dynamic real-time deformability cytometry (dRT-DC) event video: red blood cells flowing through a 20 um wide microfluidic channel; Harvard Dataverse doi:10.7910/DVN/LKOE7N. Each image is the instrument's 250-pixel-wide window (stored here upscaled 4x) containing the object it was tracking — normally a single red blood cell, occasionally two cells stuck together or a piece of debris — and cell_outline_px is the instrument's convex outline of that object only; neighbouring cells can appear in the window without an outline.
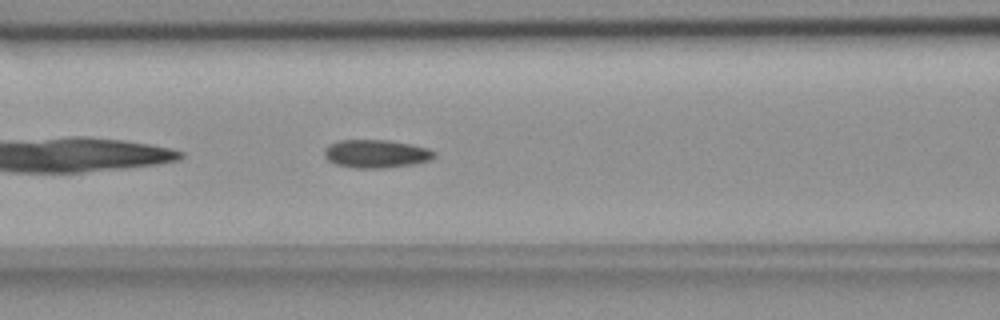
{"species": "common noctule bat (a hibernating species)", "species_latin": "Nyctalus noctula", "temperature_condition": "room temperature", "stored_images_in_passage": 40, "camera_frame_rate_fps": 3000, "um_per_image_px": 0.085, "animal": {"sex": "female", "body_mass_g": 18.4}, "frame": {"image": 1, "passage_image": 7, "time_ms": 2.0, "image_size_px": [1000, 320], "cell_outline_px": [[436, 156], [432, 160], [412, 164], [380, 168], [356, 168], [336, 164], [328, 160], [324, 156], [324, 148], [328, 144], [336, 140], [388, 140], [412, 144], [428, 148], [436, 152]], "centroid_in_image_um": [31.97, 13.06], "position_along_channel_um": 134.6, "area_um2": 18.21}}
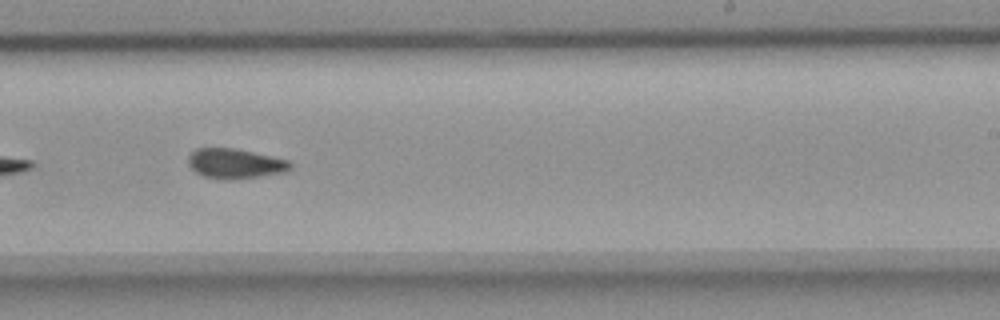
{"frame": {"image": 2, "passage_image": 18, "time_ms": 5.667, "image_size_px": [1000, 320], "cell_outline_px": [[292, 168], [288, 172], [236, 180], [224, 180], [204, 176], [196, 172], [188, 164], [188, 156], [196, 148], [232, 148], [272, 156], [288, 160], [292, 164]], "centroid_in_image_um": [20.01, 13.92], "position_along_channel_um": 269.0, "area_um2": 17.98}}
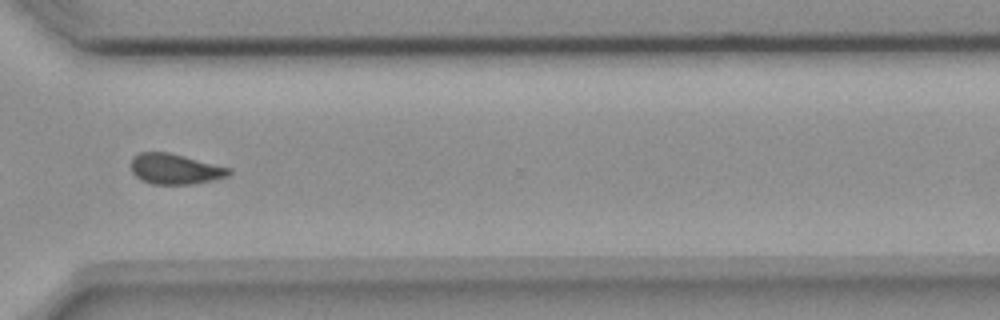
{"frame": {"image": 3, "passage_image": 25, "time_ms": 8.0, "image_size_px": [1000, 320], "cell_outline_px": [[232, 172], [228, 176], [212, 180], [192, 184], [152, 184], [136, 176], [132, 172], [132, 156], [140, 152], [168, 152], [232, 168]], "centroid_in_image_um": [14.9, 14.36], "position_along_channel_um": 355.7, "area_um2": 17.28}, "authors_computed_cell_mechanics": {"area_um2": 17.5712, "velocity_mm_per_s": 3.6821, "shape_relaxation_time_tau1_ms": null, "shape_relaxation_time_tau2_ms": 3.4455, "deformation_change_tau1": null, "deformation_change_tau2": 0.1075}}